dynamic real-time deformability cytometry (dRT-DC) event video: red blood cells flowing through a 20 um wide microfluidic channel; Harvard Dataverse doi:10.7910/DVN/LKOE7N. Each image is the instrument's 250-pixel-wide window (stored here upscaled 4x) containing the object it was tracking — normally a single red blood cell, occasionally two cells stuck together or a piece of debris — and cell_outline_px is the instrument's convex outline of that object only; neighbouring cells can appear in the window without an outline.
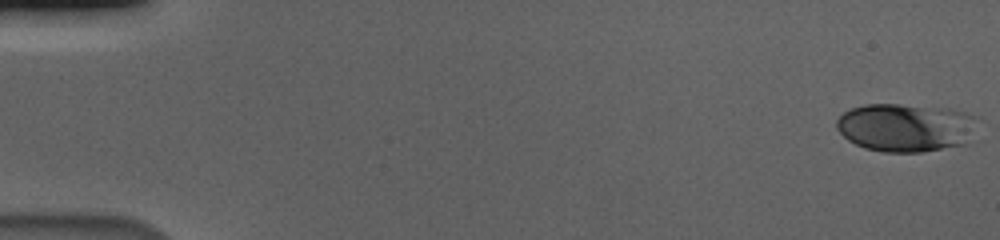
{"species": "human", "species_latin": "Homo sapiens", "temperature_condition": "cold", "stored_images_in_passage": 58, "camera_frame_rate_fps": 3000, "um_per_image_px": 0.085, "donor": {"sex": "male"}, "frame": {"image": 1, "passage_image": 1, "time_ms": 0.0, "image_size_px": [1000, 240], "cell_outline_px": [[980, 116], [964, 144], [920, 152], [884, 152], [864, 148], [848, 140], [836, 128], [836, 120], [844, 112], [852, 108], [868, 104], [900, 104], [948, 108]], "centroid_in_image_um": [76.96, 10.82], "position_along_channel_um": 8.0, "area_um2": 39.54}}
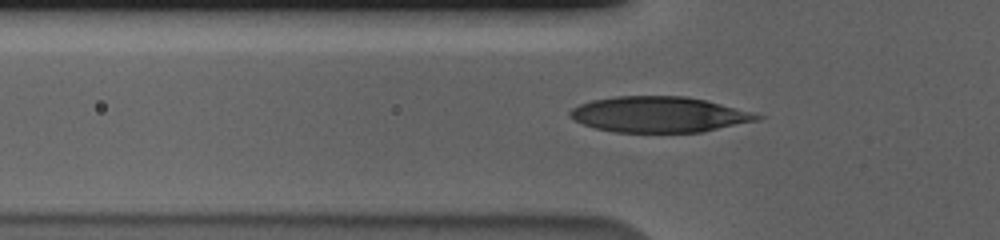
{"frame": {"image": 2, "passage_image": 20, "time_ms": 6.333, "image_size_px": [1000, 240], "cell_outline_px": [[764, 116], [760, 120], [704, 132], [616, 132], [596, 128], [584, 124], [568, 116], [568, 112], [572, 108], [580, 104], [592, 100], [616, 96], [684, 96], [704, 100], [720, 104]], "centroid_in_image_um": [56.0, 9.73], "position_along_channel_um": 69.8, "area_um2": 38.67}}
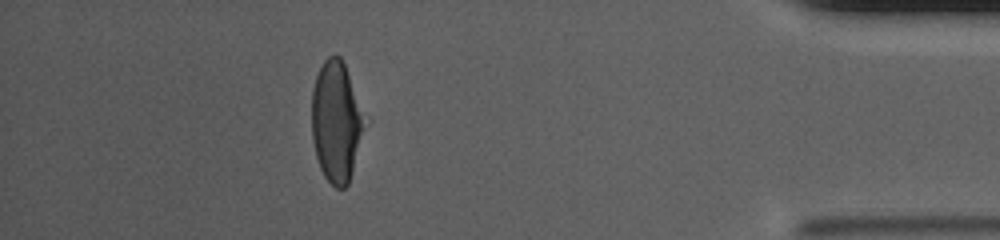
{"frame": {"image": 3, "passage_image": 52, "time_ms": 17.0, "image_size_px": [1000, 240], "cell_outline_px": [[372, 120], [348, 184], [344, 188], [336, 188], [324, 176], [320, 168], [316, 156], [312, 140], [312, 88], [316, 76], [324, 60], [328, 56], [340, 56]], "centroid_in_image_um": [28.7, 10.35], "position_along_channel_um": 406.5, "area_um2": 39.13}, "authors_computed_cell_mechanics": {"area_um2": 38.8416, "velocity_mm_per_s": 3.5848, "shape_relaxation_time_tau1_ms": 3.3555, "shape_relaxation_time_tau2_ms": null, "deformation_change_tau1": 0.1739, "deformation_change_tau2": null}}